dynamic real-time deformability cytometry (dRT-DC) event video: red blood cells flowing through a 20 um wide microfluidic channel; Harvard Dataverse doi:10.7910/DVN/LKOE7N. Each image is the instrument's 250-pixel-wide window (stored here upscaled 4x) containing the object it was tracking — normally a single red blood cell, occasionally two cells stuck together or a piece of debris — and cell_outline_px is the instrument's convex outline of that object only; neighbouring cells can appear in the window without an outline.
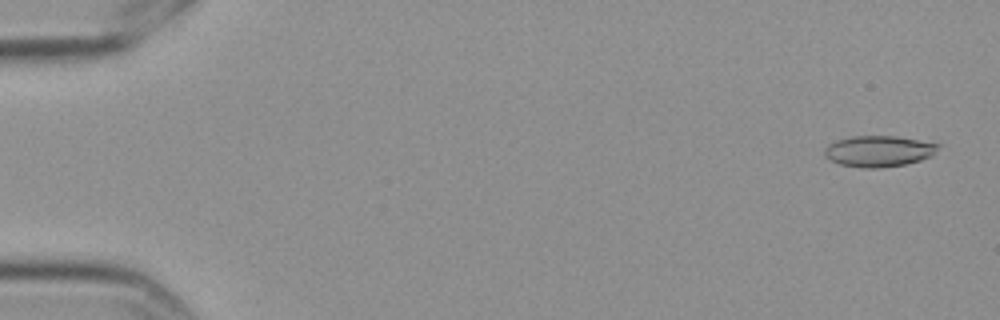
{"species": "Egyptian fruit bat (a non-hibernating species)", "species_latin": "Rousettus aegyptiacus", "temperature_condition": "cold", "stored_images_in_passage": 10, "camera_frame_rate_fps": 3000, "um_per_image_px": 0.085, "frame": {"image": 1, "passage_image": 1, "time_ms": 0.0, "image_size_px": [1000, 320], "cell_outline_px": [[940, 144], [928, 156], [920, 160], [904, 164], [880, 168], [860, 168], [840, 164], [824, 156], [824, 148], [828, 144], [836, 140], [852, 136], [896, 136]], "centroid_in_image_um": [74.6, 12.85], "position_along_channel_um": 10.4, "area_um2": 20.29}}
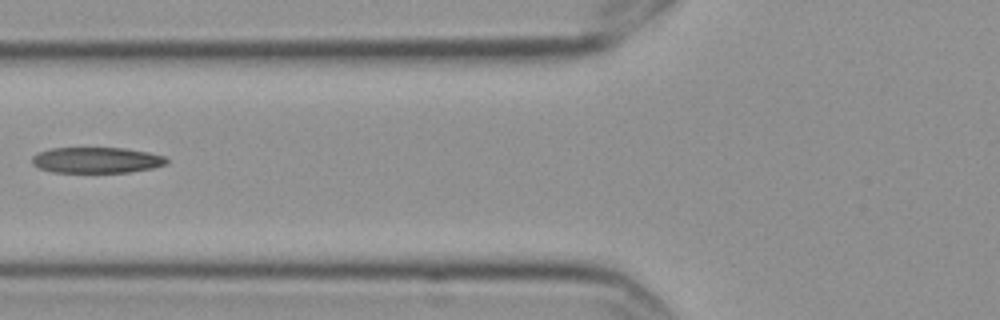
{"frame": {"image": 2, "passage_image": 7, "time_ms": 2.0, "image_size_px": [1000, 320], "cell_outline_px": [[168, 160], [164, 164], [152, 168], [128, 172], [52, 172], [40, 168], [32, 164], [32, 156], [36, 152], [52, 148], [124, 148], [148, 152], [164, 156]], "centroid_in_image_um": [8.16, 13.6], "position_along_channel_um": 117.6, "area_um2": 20.17}}
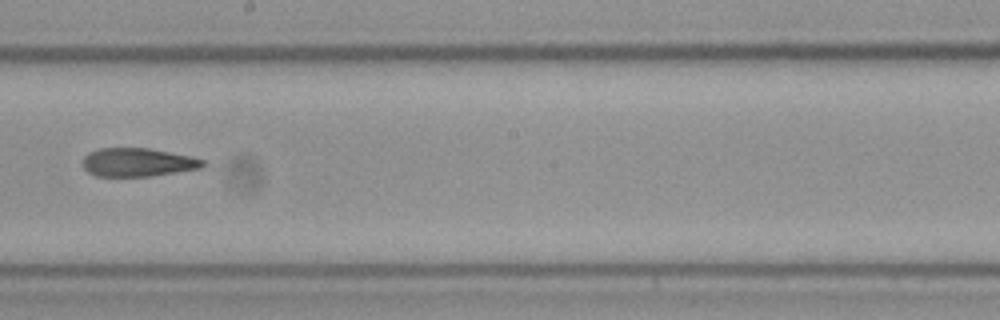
{"frame": {"image": 3, "passage_image": 10, "time_ms": 3.0, "image_size_px": [1000, 320], "cell_outline_px": [[204, 164], [200, 168], [148, 176], [96, 176], [88, 172], [84, 168], [84, 156], [88, 152], [100, 148], [148, 148], [192, 156], [204, 160]], "centroid_in_image_um": [11.68, 13.78], "position_along_channel_um": 236.5, "area_um2": 19.71}}